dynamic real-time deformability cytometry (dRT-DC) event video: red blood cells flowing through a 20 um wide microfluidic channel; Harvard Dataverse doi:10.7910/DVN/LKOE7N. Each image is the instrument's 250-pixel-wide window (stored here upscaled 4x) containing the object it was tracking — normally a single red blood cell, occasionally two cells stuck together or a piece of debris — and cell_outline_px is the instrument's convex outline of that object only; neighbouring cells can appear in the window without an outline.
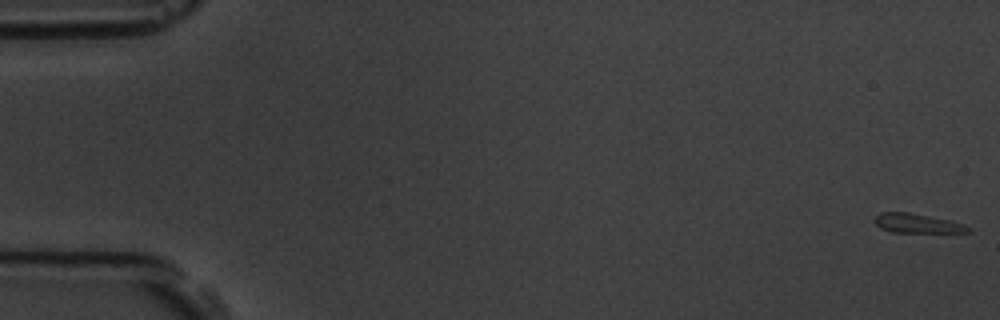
{"species": "common noctule bat (a hibernating species)", "species_latin": "Nyctalus noctula", "temperature_condition": "room temperature", "stored_images_in_passage": 5, "camera_frame_rate_fps": 3000, "um_per_image_px": 0.085, "animal": {"sex": "male", "body_mass_g": 19.5, "forearm_length_mm": 54.6}, "frame": {"image": 1, "passage_image": 1, "time_ms": 0.0, "image_size_px": [1000, 320], "cell_outline_px": [[972, 232], [892, 232], [880, 228], [876, 224], [876, 216], [880, 212], [908, 212], [952, 220], [964, 224], [972, 228]], "centroid_in_image_um": [78.02, 18.98], "position_along_channel_um": 7.0, "area_um2": 10.52}}
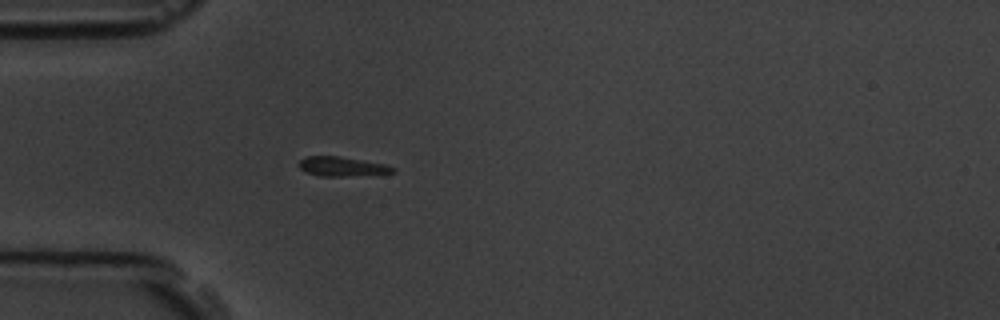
{"frame": {"image": 2, "passage_image": 5, "time_ms": 5.333, "image_size_px": [1000, 320], "cell_outline_px": [[396, 172], [344, 176], [320, 176], [304, 172], [300, 168], [300, 160], [308, 156], [336, 156], [384, 164], [396, 168]], "centroid_in_image_um": [29.04, 14.16], "position_along_channel_um": 56.0, "area_um2": 10.35}}